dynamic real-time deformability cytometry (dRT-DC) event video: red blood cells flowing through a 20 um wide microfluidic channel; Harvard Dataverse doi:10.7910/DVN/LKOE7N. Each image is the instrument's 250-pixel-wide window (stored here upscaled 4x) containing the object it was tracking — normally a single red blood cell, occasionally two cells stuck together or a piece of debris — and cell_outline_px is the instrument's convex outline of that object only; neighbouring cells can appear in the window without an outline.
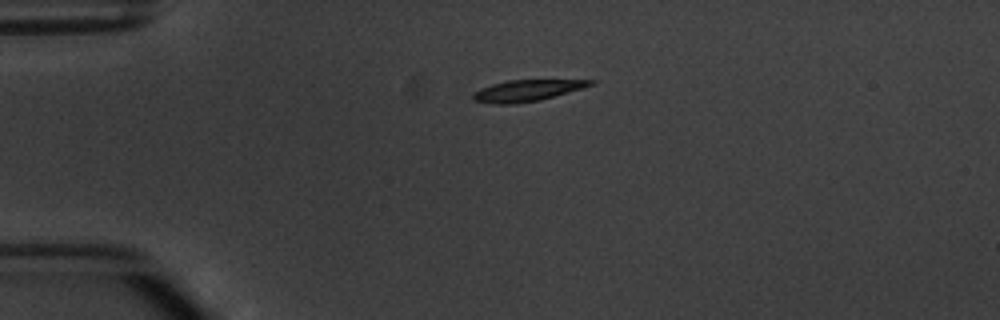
{"species": "common noctule bat (a hibernating species)", "species_latin": "Nyctalus noctula", "temperature_condition": "warm", "stored_images_in_passage": 2, "camera_frame_rate_fps": 3000, "um_per_image_px": 0.085, "animal": {"sex": "male", "body_mass_g": 20.1, "forearm_length_mm": 53.5}, "frame": {"image": 1, "passage_image": 1, "time_ms": 0.0, "image_size_px": [1000, 320], "cell_outline_px": [[596, 80], [592, 84], [584, 88], [540, 100], [516, 104], [492, 104], [472, 100], [472, 96], [480, 88], [492, 84], [508, 80]], "centroid_in_image_um": [44.77, 7.7], "position_along_channel_um": 40.2, "area_um2": 14.57}}